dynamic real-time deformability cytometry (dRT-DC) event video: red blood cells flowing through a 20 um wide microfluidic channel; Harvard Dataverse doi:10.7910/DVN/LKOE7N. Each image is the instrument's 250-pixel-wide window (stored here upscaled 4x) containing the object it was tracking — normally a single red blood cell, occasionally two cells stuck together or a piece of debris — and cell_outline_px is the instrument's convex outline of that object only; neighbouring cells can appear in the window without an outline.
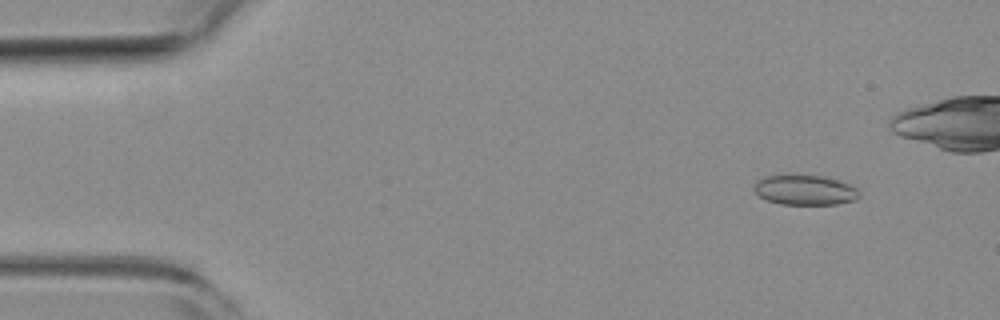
{"species": "common noctule bat (a hibernating species)", "species_latin": "Nyctalus noctula", "temperature_condition": "room temperature", "stored_images_in_passage": 46, "camera_frame_rate_fps": 3000, "um_per_image_px": 0.085, "animal": {"sex": "female", "body_mass_g": 19.3, "forearm_length_mm": 54.1}, "frame": {"image": 1, "passage_image": 5, "time_ms": 1.333, "image_size_px": [1000, 320], "cell_outline_px": [[860, 196], [856, 200], [836, 204], [780, 204], [768, 200], [760, 196], [752, 188], [756, 180], [764, 176], [824, 176], [848, 184], [856, 188], [860, 192]], "centroid_in_image_um": [68.42, 16.16], "position_along_channel_um": 16.6, "area_um2": 18.15}}
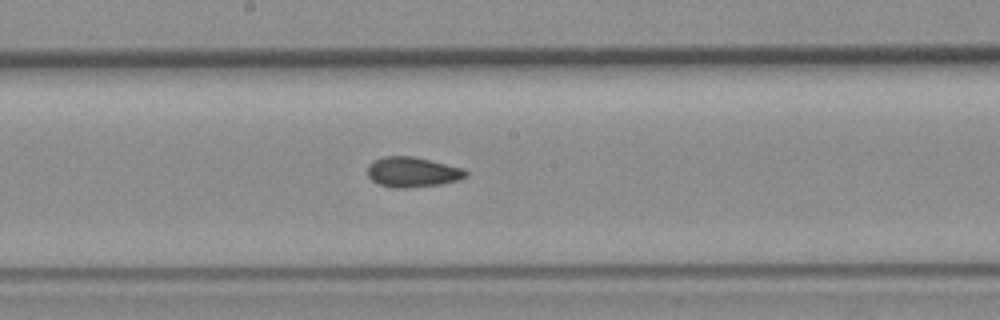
{"frame": {"image": 2, "passage_image": 28, "time_ms": 9.0, "image_size_px": [1000, 320], "cell_outline_px": [[468, 176], [460, 180], [440, 184], [408, 188], [396, 188], [380, 184], [372, 180], [368, 176], [368, 164], [372, 160], [384, 156], [412, 156], [464, 168], [468, 172]], "centroid_in_image_um": [35.07, 14.62], "position_along_channel_um": 213.1, "area_um2": 17.34}}
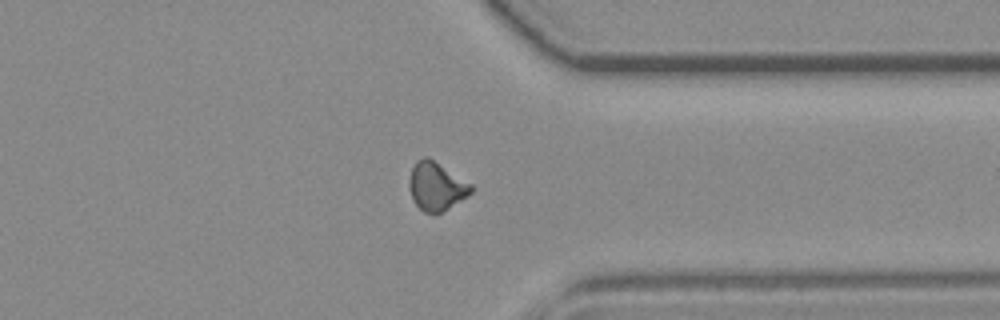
{"frame": {"image": 3, "passage_image": 41, "time_ms": 13.333, "image_size_px": [1000, 320], "cell_outline_px": [[472, 192], [468, 196], [448, 208], [440, 212], [424, 212], [412, 200], [408, 188], [408, 180], [412, 168], [416, 160], [424, 156], [428, 156], [472, 184]], "centroid_in_image_um": [37.06, 15.8], "position_along_channel_um": 374.3, "area_um2": 17.46}, "authors_computed_cell_mechanics": {"area_um2": 17.4845, "velocity_mm_per_s": 3.8298, "shape_relaxation_time_tau1_ms": null, "shape_relaxation_time_tau2_ms": 1.8226, "deformation_change_tau1": null, "deformation_change_tau2": 0.0781}}